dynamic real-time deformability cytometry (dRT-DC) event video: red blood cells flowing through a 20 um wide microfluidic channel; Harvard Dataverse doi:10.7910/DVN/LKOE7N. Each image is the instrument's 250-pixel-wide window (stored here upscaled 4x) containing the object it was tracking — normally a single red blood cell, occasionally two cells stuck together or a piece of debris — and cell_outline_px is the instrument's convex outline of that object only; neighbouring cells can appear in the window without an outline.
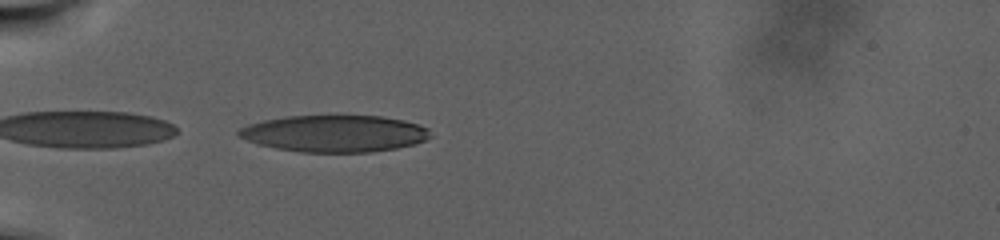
{"species": "human", "species_latin": "Homo sapiens", "temperature_condition": "warm", "stored_images_in_passage": 66, "camera_frame_rate_fps": 3000, "um_per_image_px": 0.085, "donor": {"sex": "male"}, "frame": {"image": 1, "passage_image": 1, "time_ms": 0.0, "image_size_px": [1000, 240], "cell_outline_px": [[432, 136], [424, 140], [412, 144], [396, 148], [372, 152], [300, 152], [276, 148], [256, 144], [236, 136], [236, 132], [240, 128], [248, 124], [264, 120], [284, 116], [380, 116], [404, 120], [420, 124], [428, 128]], "centroid_in_image_um": [28.4, 11.35], "position_along_channel_um": 56.6, "area_um2": 41.27}}
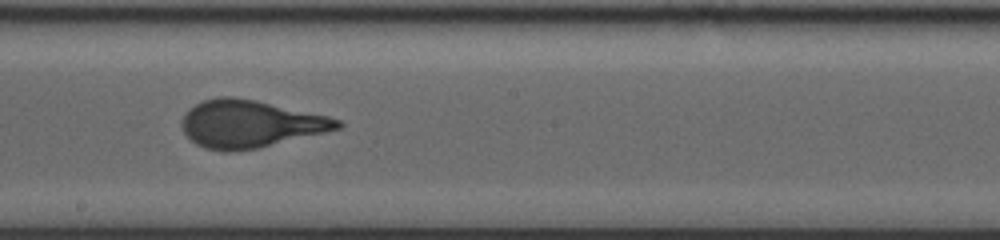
{"frame": {"image": 2, "passage_image": 29, "time_ms": 9.333, "image_size_px": [1000, 240], "cell_outline_px": [[344, 124], [340, 128], [324, 132], [256, 148], [232, 152], [224, 152], [204, 148], [196, 144], [184, 132], [180, 124], [180, 120], [188, 108], [204, 100], [216, 96], [232, 96], [256, 100], [328, 116], [340, 120]], "centroid_in_image_um": [21.2, 10.52], "position_along_channel_um": 227.0, "area_um2": 42.89}}
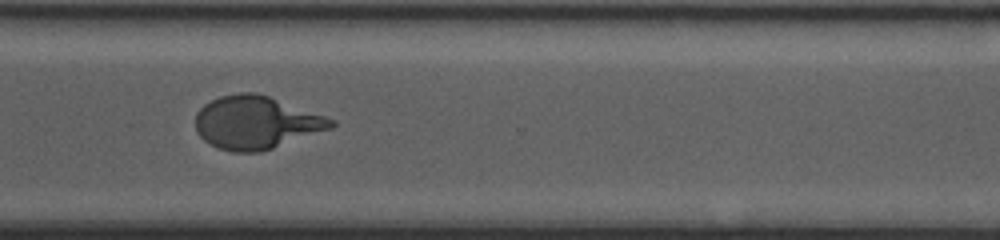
{"frame": {"image": 3, "passage_image": 47, "time_ms": 15.333, "image_size_px": [1000, 240], "cell_outline_px": [[336, 124], [332, 128], [260, 152], [232, 152], [216, 148], [204, 140], [196, 132], [196, 112], [204, 104], [220, 96], [240, 92], [256, 92], [268, 96], [336, 120]], "centroid_in_image_um": [21.74, 10.42], "position_along_channel_um": 348.9, "area_um2": 41.67}, "authors_computed_cell_mechanics": {"area_um2": 42.1651, "velocity_mm_per_s": 2.0348, "shape_relaxation_time_tau1_ms": 11.0212, "shape_relaxation_time_tau2_ms": null, "deformation_change_tau1": 0.2903, "deformation_change_tau2": null}}